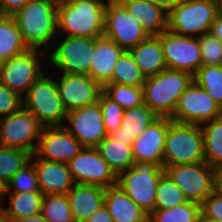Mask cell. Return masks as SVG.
I'll return each mask as SVG.
<instances>
[{
  "mask_svg": "<svg viewBox=\"0 0 222 222\" xmlns=\"http://www.w3.org/2000/svg\"><path fill=\"white\" fill-rule=\"evenodd\" d=\"M57 5V0H29L12 15L30 49L50 50L58 36Z\"/></svg>",
  "mask_w": 222,
  "mask_h": 222,
  "instance_id": "obj_1",
  "label": "cell"
},
{
  "mask_svg": "<svg viewBox=\"0 0 222 222\" xmlns=\"http://www.w3.org/2000/svg\"><path fill=\"white\" fill-rule=\"evenodd\" d=\"M107 1L77 0L72 3H58V36H80L94 39L103 36Z\"/></svg>",
  "mask_w": 222,
  "mask_h": 222,
  "instance_id": "obj_2",
  "label": "cell"
},
{
  "mask_svg": "<svg viewBox=\"0 0 222 222\" xmlns=\"http://www.w3.org/2000/svg\"><path fill=\"white\" fill-rule=\"evenodd\" d=\"M192 82L189 72L166 68L146 78L144 104L158 117L171 118L180 96Z\"/></svg>",
  "mask_w": 222,
  "mask_h": 222,
  "instance_id": "obj_3",
  "label": "cell"
},
{
  "mask_svg": "<svg viewBox=\"0 0 222 222\" xmlns=\"http://www.w3.org/2000/svg\"><path fill=\"white\" fill-rule=\"evenodd\" d=\"M201 125L171 121L164 145L163 166L204 162Z\"/></svg>",
  "mask_w": 222,
  "mask_h": 222,
  "instance_id": "obj_4",
  "label": "cell"
},
{
  "mask_svg": "<svg viewBox=\"0 0 222 222\" xmlns=\"http://www.w3.org/2000/svg\"><path fill=\"white\" fill-rule=\"evenodd\" d=\"M43 73L23 96L26 108L44 127L63 126L66 110L59 97L55 77Z\"/></svg>",
  "mask_w": 222,
  "mask_h": 222,
  "instance_id": "obj_5",
  "label": "cell"
},
{
  "mask_svg": "<svg viewBox=\"0 0 222 222\" xmlns=\"http://www.w3.org/2000/svg\"><path fill=\"white\" fill-rule=\"evenodd\" d=\"M164 168L153 162L135 161L117 176V185L139 207L150 214L154 210L156 191Z\"/></svg>",
  "mask_w": 222,
  "mask_h": 222,
  "instance_id": "obj_6",
  "label": "cell"
},
{
  "mask_svg": "<svg viewBox=\"0 0 222 222\" xmlns=\"http://www.w3.org/2000/svg\"><path fill=\"white\" fill-rule=\"evenodd\" d=\"M216 15L215 0H181L168 12L167 30L179 35L200 37L209 33Z\"/></svg>",
  "mask_w": 222,
  "mask_h": 222,
  "instance_id": "obj_7",
  "label": "cell"
},
{
  "mask_svg": "<svg viewBox=\"0 0 222 222\" xmlns=\"http://www.w3.org/2000/svg\"><path fill=\"white\" fill-rule=\"evenodd\" d=\"M63 37L61 42H57ZM56 46L48 50V65L60 73L89 75L94 52V38L80 36H57ZM51 55H50V54ZM50 55V56H49Z\"/></svg>",
  "mask_w": 222,
  "mask_h": 222,
  "instance_id": "obj_8",
  "label": "cell"
},
{
  "mask_svg": "<svg viewBox=\"0 0 222 222\" xmlns=\"http://www.w3.org/2000/svg\"><path fill=\"white\" fill-rule=\"evenodd\" d=\"M43 128L44 126L22 107L19 111L0 118V146L34 154Z\"/></svg>",
  "mask_w": 222,
  "mask_h": 222,
  "instance_id": "obj_9",
  "label": "cell"
},
{
  "mask_svg": "<svg viewBox=\"0 0 222 222\" xmlns=\"http://www.w3.org/2000/svg\"><path fill=\"white\" fill-rule=\"evenodd\" d=\"M46 53L39 49H28L20 55L4 60L0 69V82L23 97L29 87L46 72V68L41 66V59H46Z\"/></svg>",
  "mask_w": 222,
  "mask_h": 222,
  "instance_id": "obj_10",
  "label": "cell"
},
{
  "mask_svg": "<svg viewBox=\"0 0 222 222\" xmlns=\"http://www.w3.org/2000/svg\"><path fill=\"white\" fill-rule=\"evenodd\" d=\"M163 168L188 201L201 204L213 193V179L216 169L207 162L163 166Z\"/></svg>",
  "mask_w": 222,
  "mask_h": 222,
  "instance_id": "obj_11",
  "label": "cell"
},
{
  "mask_svg": "<svg viewBox=\"0 0 222 222\" xmlns=\"http://www.w3.org/2000/svg\"><path fill=\"white\" fill-rule=\"evenodd\" d=\"M104 36L124 51H129L148 37L138 20L118 0L107 1Z\"/></svg>",
  "mask_w": 222,
  "mask_h": 222,
  "instance_id": "obj_12",
  "label": "cell"
},
{
  "mask_svg": "<svg viewBox=\"0 0 222 222\" xmlns=\"http://www.w3.org/2000/svg\"><path fill=\"white\" fill-rule=\"evenodd\" d=\"M222 115V108L194 81L180 96L172 121L202 125Z\"/></svg>",
  "mask_w": 222,
  "mask_h": 222,
  "instance_id": "obj_13",
  "label": "cell"
},
{
  "mask_svg": "<svg viewBox=\"0 0 222 222\" xmlns=\"http://www.w3.org/2000/svg\"><path fill=\"white\" fill-rule=\"evenodd\" d=\"M167 68L186 71L194 75L202 66L198 37L169 32L159 35Z\"/></svg>",
  "mask_w": 222,
  "mask_h": 222,
  "instance_id": "obj_14",
  "label": "cell"
},
{
  "mask_svg": "<svg viewBox=\"0 0 222 222\" xmlns=\"http://www.w3.org/2000/svg\"><path fill=\"white\" fill-rule=\"evenodd\" d=\"M64 128L71 133L83 147L96 148L108 134L103 123L99 99L83 108L68 111ZM68 126V127H67Z\"/></svg>",
  "mask_w": 222,
  "mask_h": 222,
  "instance_id": "obj_15",
  "label": "cell"
},
{
  "mask_svg": "<svg viewBox=\"0 0 222 222\" xmlns=\"http://www.w3.org/2000/svg\"><path fill=\"white\" fill-rule=\"evenodd\" d=\"M76 184H93L105 188L117 185V175L101 157L97 148L83 147L68 163Z\"/></svg>",
  "mask_w": 222,
  "mask_h": 222,
  "instance_id": "obj_16",
  "label": "cell"
},
{
  "mask_svg": "<svg viewBox=\"0 0 222 222\" xmlns=\"http://www.w3.org/2000/svg\"><path fill=\"white\" fill-rule=\"evenodd\" d=\"M61 74V75H60ZM56 80L66 112L83 108L98 100L103 88L89 75L60 73Z\"/></svg>",
  "mask_w": 222,
  "mask_h": 222,
  "instance_id": "obj_17",
  "label": "cell"
},
{
  "mask_svg": "<svg viewBox=\"0 0 222 222\" xmlns=\"http://www.w3.org/2000/svg\"><path fill=\"white\" fill-rule=\"evenodd\" d=\"M82 148L64 126L44 127L34 154L43 160L68 164Z\"/></svg>",
  "mask_w": 222,
  "mask_h": 222,
  "instance_id": "obj_18",
  "label": "cell"
},
{
  "mask_svg": "<svg viewBox=\"0 0 222 222\" xmlns=\"http://www.w3.org/2000/svg\"><path fill=\"white\" fill-rule=\"evenodd\" d=\"M169 117H158L144 133L132 142V153L135 161L153 162L163 167L164 145Z\"/></svg>",
  "mask_w": 222,
  "mask_h": 222,
  "instance_id": "obj_19",
  "label": "cell"
},
{
  "mask_svg": "<svg viewBox=\"0 0 222 222\" xmlns=\"http://www.w3.org/2000/svg\"><path fill=\"white\" fill-rule=\"evenodd\" d=\"M37 173L39 190L43 195L67 194L76 184L68 164L48 161L32 154L30 160Z\"/></svg>",
  "mask_w": 222,
  "mask_h": 222,
  "instance_id": "obj_20",
  "label": "cell"
},
{
  "mask_svg": "<svg viewBox=\"0 0 222 222\" xmlns=\"http://www.w3.org/2000/svg\"><path fill=\"white\" fill-rule=\"evenodd\" d=\"M124 50L112 39L101 36L94 39L93 60L89 76L102 88L110 83L113 69Z\"/></svg>",
  "mask_w": 222,
  "mask_h": 222,
  "instance_id": "obj_21",
  "label": "cell"
},
{
  "mask_svg": "<svg viewBox=\"0 0 222 222\" xmlns=\"http://www.w3.org/2000/svg\"><path fill=\"white\" fill-rule=\"evenodd\" d=\"M75 222H86L104 205L105 187L93 184H75L67 193Z\"/></svg>",
  "mask_w": 222,
  "mask_h": 222,
  "instance_id": "obj_22",
  "label": "cell"
},
{
  "mask_svg": "<svg viewBox=\"0 0 222 222\" xmlns=\"http://www.w3.org/2000/svg\"><path fill=\"white\" fill-rule=\"evenodd\" d=\"M142 25L148 36H158L167 31V16L162 7L150 0H118Z\"/></svg>",
  "mask_w": 222,
  "mask_h": 222,
  "instance_id": "obj_23",
  "label": "cell"
},
{
  "mask_svg": "<svg viewBox=\"0 0 222 222\" xmlns=\"http://www.w3.org/2000/svg\"><path fill=\"white\" fill-rule=\"evenodd\" d=\"M104 205L114 222H146L149 214L118 186L105 188Z\"/></svg>",
  "mask_w": 222,
  "mask_h": 222,
  "instance_id": "obj_24",
  "label": "cell"
},
{
  "mask_svg": "<svg viewBox=\"0 0 222 222\" xmlns=\"http://www.w3.org/2000/svg\"><path fill=\"white\" fill-rule=\"evenodd\" d=\"M157 118L145 104L124 110L121 126L109 135L124 145H132L133 140L141 136Z\"/></svg>",
  "mask_w": 222,
  "mask_h": 222,
  "instance_id": "obj_25",
  "label": "cell"
},
{
  "mask_svg": "<svg viewBox=\"0 0 222 222\" xmlns=\"http://www.w3.org/2000/svg\"><path fill=\"white\" fill-rule=\"evenodd\" d=\"M129 53L146 78L167 68L159 35L148 36Z\"/></svg>",
  "mask_w": 222,
  "mask_h": 222,
  "instance_id": "obj_26",
  "label": "cell"
},
{
  "mask_svg": "<svg viewBox=\"0 0 222 222\" xmlns=\"http://www.w3.org/2000/svg\"><path fill=\"white\" fill-rule=\"evenodd\" d=\"M6 195H9V205L6 208L0 206V209L11 221L41 214L44 196L41 192H5L2 204Z\"/></svg>",
  "mask_w": 222,
  "mask_h": 222,
  "instance_id": "obj_27",
  "label": "cell"
},
{
  "mask_svg": "<svg viewBox=\"0 0 222 222\" xmlns=\"http://www.w3.org/2000/svg\"><path fill=\"white\" fill-rule=\"evenodd\" d=\"M96 148L117 176L132 167L135 162L132 146L124 145L110 135L103 138Z\"/></svg>",
  "mask_w": 222,
  "mask_h": 222,
  "instance_id": "obj_28",
  "label": "cell"
},
{
  "mask_svg": "<svg viewBox=\"0 0 222 222\" xmlns=\"http://www.w3.org/2000/svg\"><path fill=\"white\" fill-rule=\"evenodd\" d=\"M28 49L13 16L0 14V58L7 60Z\"/></svg>",
  "mask_w": 222,
  "mask_h": 222,
  "instance_id": "obj_29",
  "label": "cell"
},
{
  "mask_svg": "<svg viewBox=\"0 0 222 222\" xmlns=\"http://www.w3.org/2000/svg\"><path fill=\"white\" fill-rule=\"evenodd\" d=\"M204 157L211 167L222 168V115L203 123Z\"/></svg>",
  "mask_w": 222,
  "mask_h": 222,
  "instance_id": "obj_30",
  "label": "cell"
},
{
  "mask_svg": "<svg viewBox=\"0 0 222 222\" xmlns=\"http://www.w3.org/2000/svg\"><path fill=\"white\" fill-rule=\"evenodd\" d=\"M145 81V75L136 65L129 51H124L113 69L110 83L143 87Z\"/></svg>",
  "mask_w": 222,
  "mask_h": 222,
  "instance_id": "obj_31",
  "label": "cell"
},
{
  "mask_svg": "<svg viewBox=\"0 0 222 222\" xmlns=\"http://www.w3.org/2000/svg\"><path fill=\"white\" fill-rule=\"evenodd\" d=\"M41 216L47 222H75L67 194L44 195Z\"/></svg>",
  "mask_w": 222,
  "mask_h": 222,
  "instance_id": "obj_32",
  "label": "cell"
},
{
  "mask_svg": "<svg viewBox=\"0 0 222 222\" xmlns=\"http://www.w3.org/2000/svg\"><path fill=\"white\" fill-rule=\"evenodd\" d=\"M193 81L222 108V66L202 65L193 75Z\"/></svg>",
  "mask_w": 222,
  "mask_h": 222,
  "instance_id": "obj_33",
  "label": "cell"
},
{
  "mask_svg": "<svg viewBox=\"0 0 222 222\" xmlns=\"http://www.w3.org/2000/svg\"><path fill=\"white\" fill-rule=\"evenodd\" d=\"M31 156L21 149L0 146V181L6 186L14 174L30 162Z\"/></svg>",
  "mask_w": 222,
  "mask_h": 222,
  "instance_id": "obj_34",
  "label": "cell"
},
{
  "mask_svg": "<svg viewBox=\"0 0 222 222\" xmlns=\"http://www.w3.org/2000/svg\"><path fill=\"white\" fill-rule=\"evenodd\" d=\"M188 202L181 189L165 172L159 180L154 210H163L173 208Z\"/></svg>",
  "mask_w": 222,
  "mask_h": 222,
  "instance_id": "obj_35",
  "label": "cell"
},
{
  "mask_svg": "<svg viewBox=\"0 0 222 222\" xmlns=\"http://www.w3.org/2000/svg\"><path fill=\"white\" fill-rule=\"evenodd\" d=\"M103 92L124 110L144 104L143 87L107 83L103 87Z\"/></svg>",
  "mask_w": 222,
  "mask_h": 222,
  "instance_id": "obj_36",
  "label": "cell"
},
{
  "mask_svg": "<svg viewBox=\"0 0 222 222\" xmlns=\"http://www.w3.org/2000/svg\"><path fill=\"white\" fill-rule=\"evenodd\" d=\"M200 213V204L188 201L169 209L153 210L149 214L151 222H195Z\"/></svg>",
  "mask_w": 222,
  "mask_h": 222,
  "instance_id": "obj_37",
  "label": "cell"
},
{
  "mask_svg": "<svg viewBox=\"0 0 222 222\" xmlns=\"http://www.w3.org/2000/svg\"><path fill=\"white\" fill-rule=\"evenodd\" d=\"M5 192H40L37 173L31 161L14 174Z\"/></svg>",
  "mask_w": 222,
  "mask_h": 222,
  "instance_id": "obj_38",
  "label": "cell"
},
{
  "mask_svg": "<svg viewBox=\"0 0 222 222\" xmlns=\"http://www.w3.org/2000/svg\"><path fill=\"white\" fill-rule=\"evenodd\" d=\"M98 99L103 114L104 128L109 135L121 126L124 109L110 99L103 91L100 93Z\"/></svg>",
  "mask_w": 222,
  "mask_h": 222,
  "instance_id": "obj_39",
  "label": "cell"
},
{
  "mask_svg": "<svg viewBox=\"0 0 222 222\" xmlns=\"http://www.w3.org/2000/svg\"><path fill=\"white\" fill-rule=\"evenodd\" d=\"M202 65L222 66V42L210 33L198 37Z\"/></svg>",
  "mask_w": 222,
  "mask_h": 222,
  "instance_id": "obj_40",
  "label": "cell"
},
{
  "mask_svg": "<svg viewBox=\"0 0 222 222\" xmlns=\"http://www.w3.org/2000/svg\"><path fill=\"white\" fill-rule=\"evenodd\" d=\"M23 107V97L0 82V118L11 115Z\"/></svg>",
  "mask_w": 222,
  "mask_h": 222,
  "instance_id": "obj_41",
  "label": "cell"
},
{
  "mask_svg": "<svg viewBox=\"0 0 222 222\" xmlns=\"http://www.w3.org/2000/svg\"><path fill=\"white\" fill-rule=\"evenodd\" d=\"M200 212L215 222H222V198L210 194L200 204Z\"/></svg>",
  "mask_w": 222,
  "mask_h": 222,
  "instance_id": "obj_42",
  "label": "cell"
},
{
  "mask_svg": "<svg viewBox=\"0 0 222 222\" xmlns=\"http://www.w3.org/2000/svg\"><path fill=\"white\" fill-rule=\"evenodd\" d=\"M29 0H0V14L12 16Z\"/></svg>",
  "mask_w": 222,
  "mask_h": 222,
  "instance_id": "obj_43",
  "label": "cell"
},
{
  "mask_svg": "<svg viewBox=\"0 0 222 222\" xmlns=\"http://www.w3.org/2000/svg\"><path fill=\"white\" fill-rule=\"evenodd\" d=\"M86 222H114L105 205L95 211Z\"/></svg>",
  "mask_w": 222,
  "mask_h": 222,
  "instance_id": "obj_44",
  "label": "cell"
},
{
  "mask_svg": "<svg viewBox=\"0 0 222 222\" xmlns=\"http://www.w3.org/2000/svg\"><path fill=\"white\" fill-rule=\"evenodd\" d=\"M209 33L222 42V16L216 15L210 26Z\"/></svg>",
  "mask_w": 222,
  "mask_h": 222,
  "instance_id": "obj_45",
  "label": "cell"
},
{
  "mask_svg": "<svg viewBox=\"0 0 222 222\" xmlns=\"http://www.w3.org/2000/svg\"><path fill=\"white\" fill-rule=\"evenodd\" d=\"M213 193L222 198V168H217L213 179Z\"/></svg>",
  "mask_w": 222,
  "mask_h": 222,
  "instance_id": "obj_46",
  "label": "cell"
},
{
  "mask_svg": "<svg viewBox=\"0 0 222 222\" xmlns=\"http://www.w3.org/2000/svg\"><path fill=\"white\" fill-rule=\"evenodd\" d=\"M155 5L162 7L166 12L173 9L181 0H150Z\"/></svg>",
  "mask_w": 222,
  "mask_h": 222,
  "instance_id": "obj_47",
  "label": "cell"
},
{
  "mask_svg": "<svg viewBox=\"0 0 222 222\" xmlns=\"http://www.w3.org/2000/svg\"><path fill=\"white\" fill-rule=\"evenodd\" d=\"M11 222H47L46 219H44L41 214L31 216V217H25L21 219H16Z\"/></svg>",
  "mask_w": 222,
  "mask_h": 222,
  "instance_id": "obj_48",
  "label": "cell"
},
{
  "mask_svg": "<svg viewBox=\"0 0 222 222\" xmlns=\"http://www.w3.org/2000/svg\"><path fill=\"white\" fill-rule=\"evenodd\" d=\"M195 222H215V221L212 220L211 218H208L207 216H205L200 212Z\"/></svg>",
  "mask_w": 222,
  "mask_h": 222,
  "instance_id": "obj_49",
  "label": "cell"
},
{
  "mask_svg": "<svg viewBox=\"0 0 222 222\" xmlns=\"http://www.w3.org/2000/svg\"><path fill=\"white\" fill-rule=\"evenodd\" d=\"M5 191H6L5 184L0 181V206H2V202L4 200Z\"/></svg>",
  "mask_w": 222,
  "mask_h": 222,
  "instance_id": "obj_50",
  "label": "cell"
},
{
  "mask_svg": "<svg viewBox=\"0 0 222 222\" xmlns=\"http://www.w3.org/2000/svg\"><path fill=\"white\" fill-rule=\"evenodd\" d=\"M215 2H216L217 14L222 16V0H215Z\"/></svg>",
  "mask_w": 222,
  "mask_h": 222,
  "instance_id": "obj_51",
  "label": "cell"
},
{
  "mask_svg": "<svg viewBox=\"0 0 222 222\" xmlns=\"http://www.w3.org/2000/svg\"><path fill=\"white\" fill-rule=\"evenodd\" d=\"M0 222H11V220L3 214L1 209H0Z\"/></svg>",
  "mask_w": 222,
  "mask_h": 222,
  "instance_id": "obj_52",
  "label": "cell"
},
{
  "mask_svg": "<svg viewBox=\"0 0 222 222\" xmlns=\"http://www.w3.org/2000/svg\"><path fill=\"white\" fill-rule=\"evenodd\" d=\"M77 0H57V3H72Z\"/></svg>",
  "mask_w": 222,
  "mask_h": 222,
  "instance_id": "obj_53",
  "label": "cell"
},
{
  "mask_svg": "<svg viewBox=\"0 0 222 222\" xmlns=\"http://www.w3.org/2000/svg\"><path fill=\"white\" fill-rule=\"evenodd\" d=\"M3 59L2 58H0V69H1V67H2V65H3Z\"/></svg>",
  "mask_w": 222,
  "mask_h": 222,
  "instance_id": "obj_54",
  "label": "cell"
}]
</instances>
